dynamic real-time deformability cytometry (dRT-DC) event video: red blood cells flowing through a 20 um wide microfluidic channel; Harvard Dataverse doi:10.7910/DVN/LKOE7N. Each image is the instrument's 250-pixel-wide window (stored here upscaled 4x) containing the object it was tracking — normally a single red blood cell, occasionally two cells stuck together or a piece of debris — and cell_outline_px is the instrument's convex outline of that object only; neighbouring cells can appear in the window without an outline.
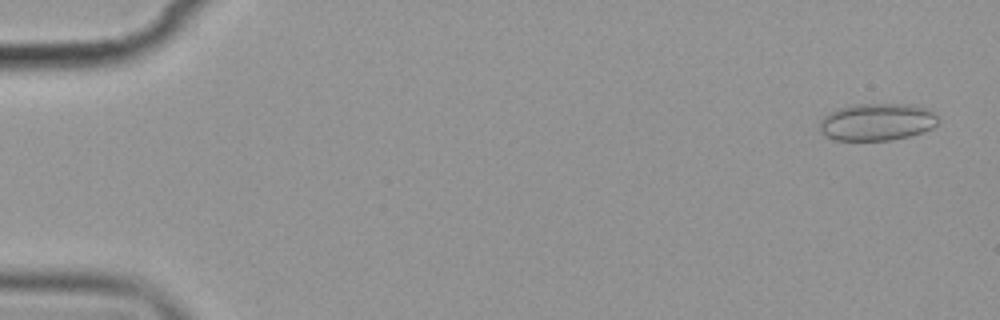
{"species": "common noctule bat (a hibernating species)", "species_latin": "Nyctalus noctula", "temperature_condition": "cold", "stored_images_in_passage": 6, "camera_frame_rate_fps": 3000, "um_per_image_px": 0.085, "animal": {"sex": "female", "body_mass_g": 19.9}, "frame": {"image": 1, "passage_image": 1, "time_ms": 0.0, "image_size_px": [1000, 320], "cell_outline_px": [[936, 124], [932, 128], [924, 132], [912, 136], [892, 140], [836, 140], [824, 136], [820, 132], [820, 120], [824, 116], [840, 108], [860, 104], [904, 104], [924, 108], [932, 112], [936, 116]], "centroid_in_image_um": [74.52, 10.39], "position_along_channel_um": 10.5, "area_um2": 25.49}}